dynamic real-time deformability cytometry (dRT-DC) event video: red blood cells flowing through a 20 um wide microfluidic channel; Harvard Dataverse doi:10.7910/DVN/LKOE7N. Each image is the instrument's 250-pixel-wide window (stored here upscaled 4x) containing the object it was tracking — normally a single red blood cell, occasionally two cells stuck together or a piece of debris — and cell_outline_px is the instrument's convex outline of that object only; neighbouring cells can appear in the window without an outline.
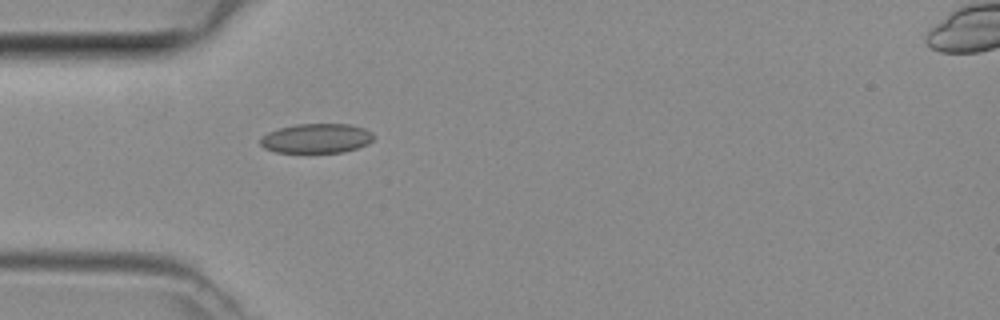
{"species": "common noctule bat (a hibernating species)", "species_latin": "Nyctalus noctula", "temperature_condition": "room temperature", "stored_images_in_passage": 2, "camera_frame_rate_fps": 3000, "um_per_image_px": 0.085, "animal": {"sex": "female", "body_mass_g": 29.2, "forearm_length_mm": 56.3}, "frame": {"image": 1, "passage_image": 1, "time_ms": 0.0, "image_size_px": [1000, 320], "cell_outline_px": [[376, 136], [368, 144], [344, 152], [276, 152], [264, 148], [260, 144], [260, 136], [268, 132], [280, 128], [296, 124], [348, 124], [364, 128], [372, 132]], "centroid_in_image_um": [26.9, 11.75], "position_along_channel_um": 58.1, "area_um2": 19.54}}